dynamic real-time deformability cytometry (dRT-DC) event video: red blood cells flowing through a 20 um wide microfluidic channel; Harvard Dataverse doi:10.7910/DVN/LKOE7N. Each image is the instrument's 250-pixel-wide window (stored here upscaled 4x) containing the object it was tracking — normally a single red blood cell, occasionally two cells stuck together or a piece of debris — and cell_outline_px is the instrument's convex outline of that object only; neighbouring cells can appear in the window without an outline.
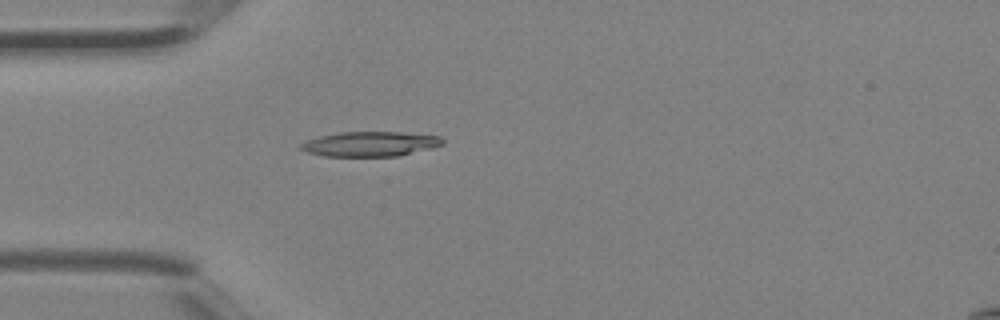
{"species": "Egyptian fruit bat (a non-hibernating species)", "species_latin": "Rousettus aegyptiacus", "temperature_condition": "room temperature", "stored_images_in_passage": 3, "camera_frame_rate_fps": 3000, "um_per_image_px": 0.085, "animal": {"sex": "female"}, "frame": {"image": 1, "passage_image": 3, "time_ms": 0.667, "image_size_px": [1000, 320], "cell_outline_px": [[444, 144], [432, 148], [396, 156], [324, 156], [308, 152], [300, 148], [300, 144], [308, 140], [320, 136], [340, 132], [400, 132], [440, 136], [444, 140]], "centroid_in_image_um": [31.49, 12.23], "position_along_channel_um": 53.5, "area_um2": 20.35}}